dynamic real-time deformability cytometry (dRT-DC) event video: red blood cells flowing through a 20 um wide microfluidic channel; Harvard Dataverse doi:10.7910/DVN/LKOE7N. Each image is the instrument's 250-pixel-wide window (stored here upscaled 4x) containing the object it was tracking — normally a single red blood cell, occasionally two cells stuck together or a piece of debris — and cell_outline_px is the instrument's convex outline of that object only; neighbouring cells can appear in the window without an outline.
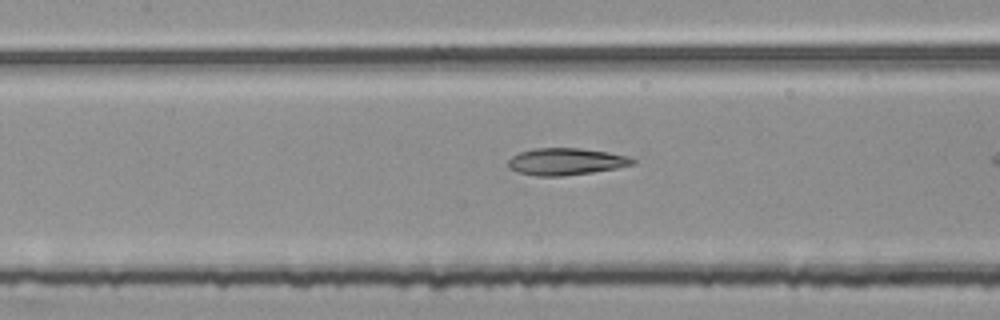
{"species": "common noctule bat (a hibernating species)", "species_latin": "Nyctalus noctula", "temperature_condition": "room temperature", "stored_images_in_passage": 10, "camera_frame_rate_fps": 3000, "um_per_image_px": 0.085, "animal": {"sex": "female", "body_mass_g": 25.1}, "frame": {"image": 1, "passage_image": 9, "time_ms": 2.667, "image_size_px": [1000, 320], "cell_outline_px": [[636, 160], [632, 164], [616, 168], [592, 172], [564, 176], [536, 176], [516, 172], [508, 168], [508, 160], [512, 156], [520, 152], [532, 148], [580, 148], [608, 152], [628, 156]], "centroid_in_image_um": [48.06, 13.73], "position_along_channel_um": 159.3, "area_um2": 19.59}}